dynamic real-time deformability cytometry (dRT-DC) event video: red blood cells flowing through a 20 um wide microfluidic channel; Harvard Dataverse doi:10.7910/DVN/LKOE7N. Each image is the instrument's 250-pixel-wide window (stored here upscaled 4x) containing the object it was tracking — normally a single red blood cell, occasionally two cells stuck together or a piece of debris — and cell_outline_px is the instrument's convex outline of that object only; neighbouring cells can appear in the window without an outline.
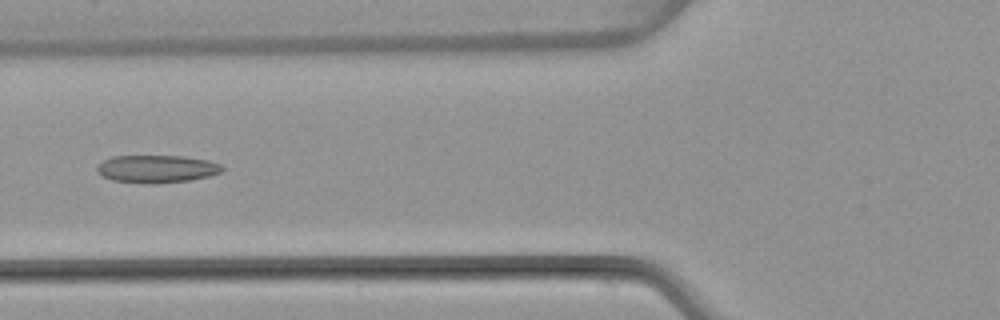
{"species": "common noctule bat (a hibernating species)", "species_latin": "Nyctalus noctula", "temperature_condition": "warm", "stored_images_in_passage": 6, "camera_frame_rate_fps": 3000, "um_per_image_px": 0.085, "animal": {"sex": "female", "body_mass_g": 22.7, "forearm_length_mm": 54.2}, "frame": {"image": 1, "passage_image": 5, "time_ms": 6.333, "image_size_px": [1000, 320], "cell_outline_px": [[224, 168], [220, 172], [208, 176], [188, 180], [156, 184], [152, 184], [112, 180], [104, 176], [96, 168], [104, 160], [112, 156], [184, 156], [208, 160], [220, 164]], "centroid_in_image_um": [13.34, 14.35], "position_along_channel_um": 112.5, "area_um2": 19.94}}
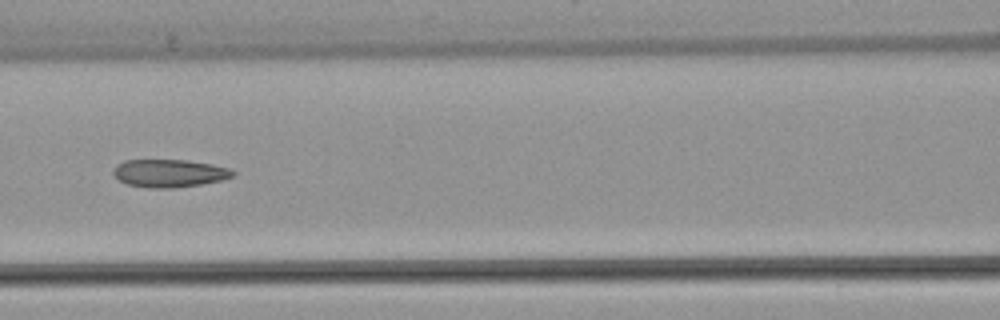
{"frame": {"image": 2, "passage_image": 6, "time_ms": 7.333, "image_size_px": [1000, 320], "cell_outline_px": [[236, 172], [232, 176], [220, 180], [200, 184], [172, 188], [148, 188], [128, 184], [120, 180], [112, 172], [116, 164], [124, 160], [188, 160], [212, 164], [228, 168]], "centroid_in_image_um": [14.37, 14.71], "position_along_channel_um": 152.2, "area_um2": 19.25}}